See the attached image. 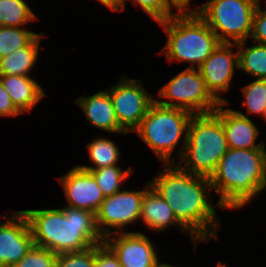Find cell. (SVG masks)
Listing matches in <instances>:
<instances>
[{"label": "cell", "mask_w": 266, "mask_h": 267, "mask_svg": "<svg viewBox=\"0 0 266 267\" xmlns=\"http://www.w3.org/2000/svg\"><path fill=\"white\" fill-rule=\"evenodd\" d=\"M163 171L149 181L150 186L171 207L177 221L200 243L219 240L221 227L214 205L210 178L193 175L177 163L163 164Z\"/></svg>", "instance_id": "cell-1"}, {"label": "cell", "mask_w": 266, "mask_h": 267, "mask_svg": "<svg viewBox=\"0 0 266 267\" xmlns=\"http://www.w3.org/2000/svg\"><path fill=\"white\" fill-rule=\"evenodd\" d=\"M21 211L28 220L34 244L57 255L104 243L96 226L95 213L89 210L64 205Z\"/></svg>", "instance_id": "cell-2"}, {"label": "cell", "mask_w": 266, "mask_h": 267, "mask_svg": "<svg viewBox=\"0 0 266 267\" xmlns=\"http://www.w3.org/2000/svg\"><path fill=\"white\" fill-rule=\"evenodd\" d=\"M210 182L224 209L240 210L250 205L266 188V148H229Z\"/></svg>", "instance_id": "cell-3"}, {"label": "cell", "mask_w": 266, "mask_h": 267, "mask_svg": "<svg viewBox=\"0 0 266 267\" xmlns=\"http://www.w3.org/2000/svg\"><path fill=\"white\" fill-rule=\"evenodd\" d=\"M167 34V43L159 54L172 61L187 62L198 68L221 43L214 31L196 12L178 13L157 22Z\"/></svg>", "instance_id": "cell-4"}, {"label": "cell", "mask_w": 266, "mask_h": 267, "mask_svg": "<svg viewBox=\"0 0 266 267\" xmlns=\"http://www.w3.org/2000/svg\"><path fill=\"white\" fill-rule=\"evenodd\" d=\"M193 115L185 109L163 106L154 101L132 133L143 140L162 164L177 163L185 150L188 127ZM179 143L182 144L177 151L179 154L174 157L173 151Z\"/></svg>", "instance_id": "cell-5"}, {"label": "cell", "mask_w": 266, "mask_h": 267, "mask_svg": "<svg viewBox=\"0 0 266 267\" xmlns=\"http://www.w3.org/2000/svg\"><path fill=\"white\" fill-rule=\"evenodd\" d=\"M228 149L220 117L215 112L194 114L185 150L177 164L193 175L210 178Z\"/></svg>", "instance_id": "cell-6"}, {"label": "cell", "mask_w": 266, "mask_h": 267, "mask_svg": "<svg viewBox=\"0 0 266 267\" xmlns=\"http://www.w3.org/2000/svg\"><path fill=\"white\" fill-rule=\"evenodd\" d=\"M260 0H207L193 7L221 43L247 41Z\"/></svg>", "instance_id": "cell-7"}, {"label": "cell", "mask_w": 266, "mask_h": 267, "mask_svg": "<svg viewBox=\"0 0 266 267\" xmlns=\"http://www.w3.org/2000/svg\"><path fill=\"white\" fill-rule=\"evenodd\" d=\"M157 94L161 100L155 101L159 104L193 114L214 112L221 104L207 89L198 68H185L161 86Z\"/></svg>", "instance_id": "cell-8"}, {"label": "cell", "mask_w": 266, "mask_h": 267, "mask_svg": "<svg viewBox=\"0 0 266 267\" xmlns=\"http://www.w3.org/2000/svg\"><path fill=\"white\" fill-rule=\"evenodd\" d=\"M150 187L148 181L139 191L123 189L105 197L95 214L96 226L103 238L113 233L126 232L128 225L140 222L142 199Z\"/></svg>", "instance_id": "cell-9"}, {"label": "cell", "mask_w": 266, "mask_h": 267, "mask_svg": "<svg viewBox=\"0 0 266 267\" xmlns=\"http://www.w3.org/2000/svg\"><path fill=\"white\" fill-rule=\"evenodd\" d=\"M142 81V79L128 78L124 74L115 85L107 90L119 126L126 133H132L139 126L156 99L149 91L147 92Z\"/></svg>", "instance_id": "cell-10"}, {"label": "cell", "mask_w": 266, "mask_h": 267, "mask_svg": "<svg viewBox=\"0 0 266 267\" xmlns=\"http://www.w3.org/2000/svg\"><path fill=\"white\" fill-rule=\"evenodd\" d=\"M236 43H220L207 59L198 67L207 89L220 102L230 101L222 96L231 89L234 73L239 69ZM235 48V52H234Z\"/></svg>", "instance_id": "cell-11"}, {"label": "cell", "mask_w": 266, "mask_h": 267, "mask_svg": "<svg viewBox=\"0 0 266 267\" xmlns=\"http://www.w3.org/2000/svg\"><path fill=\"white\" fill-rule=\"evenodd\" d=\"M104 243L122 267H161L165 263L160 261L155 244L140 230L110 234Z\"/></svg>", "instance_id": "cell-12"}, {"label": "cell", "mask_w": 266, "mask_h": 267, "mask_svg": "<svg viewBox=\"0 0 266 267\" xmlns=\"http://www.w3.org/2000/svg\"><path fill=\"white\" fill-rule=\"evenodd\" d=\"M7 216L8 214L1 215L0 267L15 266L34 245L29 223L23 212L13 211Z\"/></svg>", "instance_id": "cell-13"}, {"label": "cell", "mask_w": 266, "mask_h": 267, "mask_svg": "<svg viewBox=\"0 0 266 267\" xmlns=\"http://www.w3.org/2000/svg\"><path fill=\"white\" fill-rule=\"evenodd\" d=\"M57 180L65 193L66 206L97 213L105 197L90 171L74 166Z\"/></svg>", "instance_id": "cell-14"}, {"label": "cell", "mask_w": 266, "mask_h": 267, "mask_svg": "<svg viewBox=\"0 0 266 267\" xmlns=\"http://www.w3.org/2000/svg\"><path fill=\"white\" fill-rule=\"evenodd\" d=\"M226 103H221L214 111L222 120L228 148L253 149L266 148L265 141L256 144L260 129L248 116L239 115Z\"/></svg>", "instance_id": "cell-15"}, {"label": "cell", "mask_w": 266, "mask_h": 267, "mask_svg": "<svg viewBox=\"0 0 266 267\" xmlns=\"http://www.w3.org/2000/svg\"><path fill=\"white\" fill-rule=\"evenodd\" d=\"M140 221L147 229L160 233L173 225L182 233L190 236L193 249L198 248L199 242L177 221L170 205L152 187L143 196Z\"/></svg>", "instance_id": "cell-16"}, {"label": "cell", "mask_w": 266, "mask_h": 267, "mask_svg": "<svg viewBox=\"0 0 266 267\" xmlns=\"http://www.w3.org/2000/svg\"><path fill=\"white\" fill-rule=\"evenodd\" d=\"M89 123L97 129L116 135H128L120 126L107 90L90 96H80L74 100Z\"/></svg>", "instance_id": "cell-17"}, {"label": "cell", "mask_w": 266, "mask_h": 267, "mask_svg": "<svg viewBox=\"0 0 266 267\" xmlns=\"http://www.w3.org/2000/svg\"><path fill=\"white\" fill-rule=\"evenodd\" d=\"M0 80L22 114L32 113L33 108L47 96L43 87L32 76L0 75Z\"/></svg>", "instance_id": "cell-18"}, {"label": "cell", "mask_w": 266, "mask_h": 267, "mask_svg": "<svg viewBox=\"0 0 266 267\" xmlns=\"http://www.w3.org/2000/svg\"><path fill=\"white\" fill-rule=\"evenodd\" d=\"M47 37L40 32L27 46L11 52L0 59V75L31 76V72L39 59L41 40Z\"/></svg>", "instance_id": "cell-19"}, {"label": "cell", "mask_w": 266, "mask_h": 267, "mask_svg": "<svg viewBox=\"0 0 266 267\" xmlns=\"http://www.w3.org/2000/svg\"><path fill=\"white\" fill-rule=\"evenodd\" d=\"M86 148L89 153V159L92 161V166L78 165L80 168L90 171L102 167L119 165L121 152L117 144L113 140L106 137H95L91 142L86 143Z\"/></svg>", "instance_id": "cell-20"}, {"label": "cell", "mask_w": 266, "mask_h": 267, "mask_svg": "<svg viewBox=\"0 0 266 267\" xmlns=\"http://www.w3.org/2000/svg\"><path fill=\"white\" fill-rule=\"evenodd\" d=\"M246 42L237 43L238 70L256 79H266V45L254 43L248 47Z\"/></svg>", "instance_id": "cell-21"}, {"label": "cell", "mask_w": 266, "mask_h": 267, "mask_svg": "<svg viewBox=\"0 0 266 267\" xmlns=\"http://www.w3.org/2000/svg\"><path fill=\"white\" fill-rule=\"evenodd\" d=\"M39 17L25 0H0V26L24 27Z\"/></svg>", "instance_id": "cell-22"}, {"label": "cell", "mask_w": 266, "mask_h": 267, "mask_svg": "<svg viewBox=\"0 0 266 267\" xmlns=\"http://www.w3.org/2000/svg\"><path fill=\"white\" fill-rule=\"evenodd\" d=\"M133 170L131 166L123 170L119 165H112L90 170V173L101 189L104 197H107L122 190L121 187H123V183L132 176Z\"/></svg>", "instance_id": "cell-23"}, {"label": "cell", "mask_w": 266, "mask_h": 267, "mask_svg": "<svg viewBox=\"0 0 266 267\" xmlns=\"http://www.w3.org/2000/svg\"><path fill=\"white\" fill-rule=\"evenodd\" d=\"M242 92L244 95V100L241 104L246 108V114L242 113L239 110H234L239 115L247 117V115L260 116L266 109V79H255L249 84H245L242 87Z\"/></svg>", "instance_id": "cell-24"}, {"label": "cell", "mask_w": 266, "mask_h": 267, "mask_svg": "<svg viewBox=\"0 0 266 267\" xmlns=\"http://www.w3.org/2000/svg\"><path fill=\"white\" fill-rule=\"evenodd\" d=\"M38 34L23 27L0 26V59L27 46Z\"/></svg>", "instance_id": "cell-25"}, {"label": "cell", "mask_w": 266, "mask_h": 267, "mask_svg": "<svg viewBox=\"0 0 266 267\" xmlns=\"http://www.w3.org/2000/svg\"><path fill=\"white\" fill-rule=\"evenodd\" d=\"M134 6H139L155 22L166 20L178 14L168 0H129ZM127 0H122V11L126 9ZM174 11V13H173ZM176 11V12H175Z\"/></svg>", "instance_id": "cell-26"}, {"label": "cell", "mask_w": 266, "mask_h": 267, "mask_svg": "<svg viewBox=\"0 0 266 267\" xmlns=\"http://www.w3.org/2000/svg\"><path fill=\"white\" fill-rule=\"evenodd\" d=\"M58 255L44 247L33 245L13 267H55Z\"/></svg>", "instance_id": "cell-27"}, {"label": "cell", "mask_w": 266, "mask_h": 267, "mask_svg": "<svg viewBox=\"0 0 266 267\" xmlns=\"http://www.w3.org/2000/svg\"><path fill=\"white\" fill-rule=\"evenodd\" d=\"M55 267H95V245L83 251L58 254Z\"/></svg>", "instance_id": "cell-28"}, {"label": "cell", "mask_w": 266, "mask_h": 267, "mask_svg": "<svg viewBox=\"0 0 266 267\" xmlns=\"http://www.w3.org/2000/svg\"><path fill=\"white\" fill-rule=\"evenodd\" d=\"M253 42L266 45V9L259 4L253 15L250 38Z\"/></svg>", "instance_id": "cell-29"}, {"label": "cell", "mask_w": 266, "mask_h": 267, "mask_svg": "<svg viewBox=\"0 0 266 267\" xmlns=\"http://www.w3.org/2000/svg\"><path fill=\"white\" fill-rule=\"evenodd\" d=\"M95 267H122L118 257L105 244L95 245Z\"/></svg>", "instance_id": "cell-30"}, {"label": "cell", "mask_w": 266, "mask_h": 267, "mask_svg": "<svg viewBox=\"0 0 266 267\" xmlns=\"http://www.w3.org/2000/svg\"><path fill=\"white\" fill-rule=\"evenodd\" d=\"M23 115L13 104L9 93L0 80V117H17Z\"/></svg>", "instance_id": "cell-31"}, {"label": "cell", "mask_w": 266, "mask_h": 267, "mask_svg": "<svg viewBox=\"0 0 266 267\" xmlns=\"http://www.w3.org/2000/svg\"><path fill=\"white\" fill-rule=\"evenodd\" d=\"M179 13L193 12L190 1L193 0H168Z\"/></svg>", "instance_id": "cell-32"}, {"label": "cell", "mask_w": 266, "mask_h": 267, "mask_svg": "<svg viewBox=\"0 0 266 267\" xmlns=\"http://www.w3.org/2000/svg\"><path fill=\"white\" fill-rule=\"evenodd\" d=\"M100 4L110 9L113 12L122 11V0H97Z\"/></svg>", "instance_id": "cell-33"}, {"label": "cell", "mask_w": 266, "mask_h": 267, "mask_svg": "<svg viewBox=\"0 0 266 267\" xmlns=\"http://www.w3.org/2000/svg\"><path fill=\"white\" fill-rule=\"evenodd\" d=\"M216 267H228L227 266V263L225 262V263H222V262H218V265L216 266Z\"/></svg>", "instance_id": "cell-34"}, {"label": "cell", "mask_w": 266, "mask_h": 267, "mask_svg": "<svg viewBox=\"0 0 266 267\" xmlns=\"http://www.w3.org/2000/svg\"><path fill=\"white\" fill-rule=\"evenodd\" d=\"M161 267H179V266H173V265H169L167 263H164Z\"/></svg>", "instance_id": "cell-35"}, {"label": "cell", "mask_w": 266, "mask_h": 267, "mask_svg": "<svg viewBox=\"0 0 266 267\" xmlns=\"http://www.w3.org/2000/svg\"><path fill=\"white\" fill-rule=\"evenodd\" d=\"M262 118L264 119V121H266V109H265V111H264V113L262 115Z\"/></svg>", "instance_id": "cell-36"}]
</instances>
